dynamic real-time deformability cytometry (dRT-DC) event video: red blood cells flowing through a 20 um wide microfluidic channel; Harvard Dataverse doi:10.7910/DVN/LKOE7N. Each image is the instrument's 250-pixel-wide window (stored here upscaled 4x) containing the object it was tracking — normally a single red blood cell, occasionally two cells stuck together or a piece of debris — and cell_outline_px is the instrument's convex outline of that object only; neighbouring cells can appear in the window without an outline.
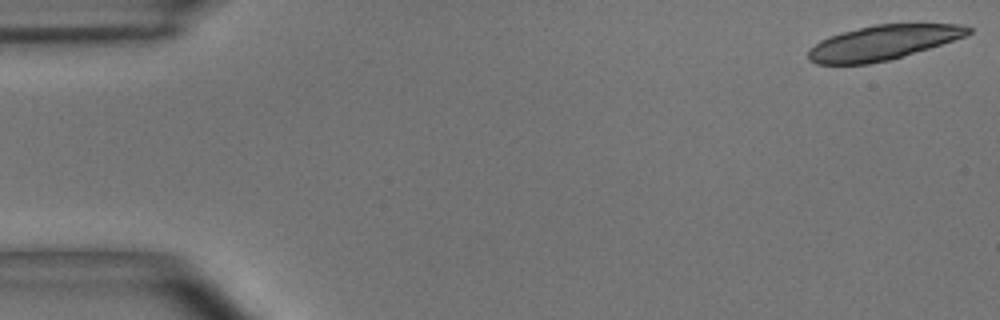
{"species": "common noctule bat (a hibernating species)", "species_latin": "Nyctalus noctula", "temperature_condition": "room temperature", "stored_images_in_passage": 9, "camera_frame_rate_fps": 3000, "um_per_image_px": 0.085, "animal": {"sex": "male", "body_mass_g": 15.6}, "frame": {"image": 1, "passage_image": 1, "time_ms": 0.0, "image_size_px": [1000, 320], "cell_outline_px": [[972, 32], [964, 36], [928, 48], [888, 60], [868, 64], [816, 64], [808, 60], [808, 48], [820, 40], [828, 36], [876, 24], [964, 24], [972, 28]], "centroid_in_image_um": [75.0, 3.62], "position_along_channel_um": 10.0, "area_um2": 31.91}}